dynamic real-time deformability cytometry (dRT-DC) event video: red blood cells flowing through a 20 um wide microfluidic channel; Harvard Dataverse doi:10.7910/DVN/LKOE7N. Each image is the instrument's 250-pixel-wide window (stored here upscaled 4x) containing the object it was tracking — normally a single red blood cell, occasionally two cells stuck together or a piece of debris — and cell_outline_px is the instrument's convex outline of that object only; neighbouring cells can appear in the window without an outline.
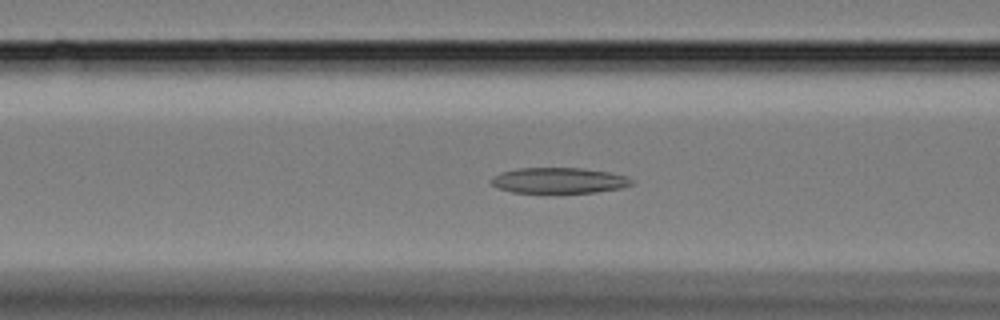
{"species": "Egyptian fruit bat (a non-hibernating species)", "species_latin": "Rousettus aegyptiacus", "temperature_condition": "cold", "stored_images_in_passage": 56, "camera_frame_rate_fps": 3000, "um_per_image_px": 0.085, "animal": {"sex": "female"}, "frame": {"image": 1, "passage_image": 23, "time_ms": 7.333, "image_size_px": [1000, 320], "cell_outline_px": [[632, 184], [620, 188], [596, 192], [512, 192], [500, 188], [492, 184], [488, 180], [492, 176], [500, 172], [516, 168], [580, 168], [608, 172], [624, 176], [632, 180]], "centroid_in_image_um": [47.44, 15.33], "position_along_channel_um": 119.2, "area_um2": 20.75}}
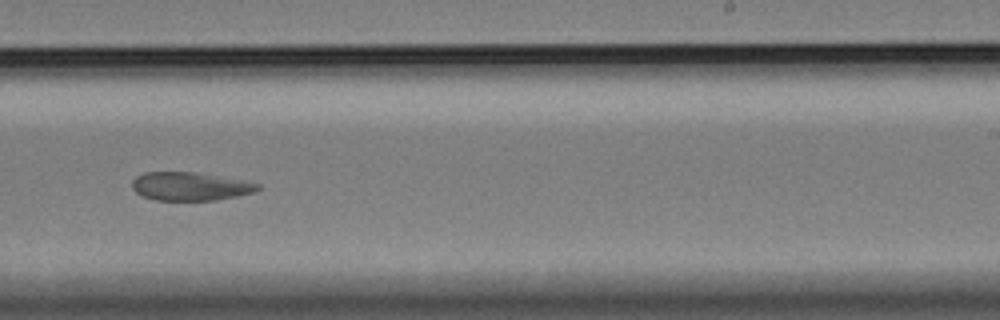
{"frame": {"image": 2, "passage_image": 37, "time_ms": 12.0, "image_size_px": [1000, 320], "cell_outline_px": [[260, 188], [256, 192], [216, 200], [156, 200], [144, 196], [136, 192], [132, 188], [132, 180], [136, 176], [144, 172], [196, 172], [244, 180], [260, 184]], "centroid_in_image_um": [16.18, 15.83], "position_along_channel_um": 272.8, "area_um2": 20.81}}
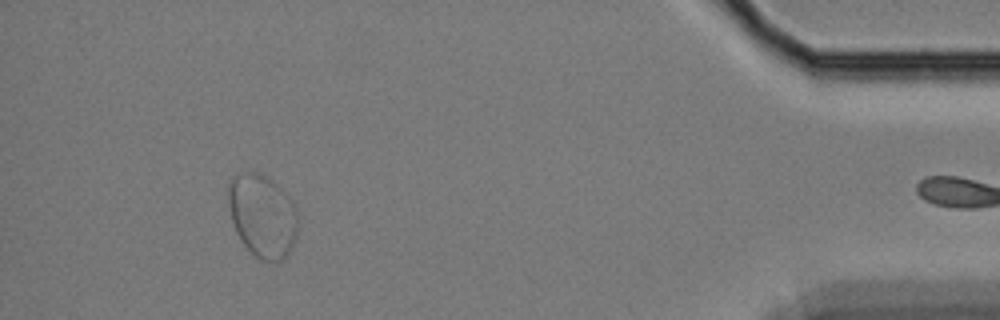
{"frame": {"image": 3, "passage_image": 55, "time_ms": 18.0, "image_size_px": [1000, 320], "cell_outline_px": [[296, 236], [292, 248], [288, 256], [284, 260], [260, 260], [240, 240], [236, 232], [232, 220], [228, 204], [228, 180], [232, 176], [240, 172], [260, 172], [268, 176], [296, 204]], "centroid_in_image_um": [22.29, 18.31], "position_along_channel_um": 412.9, "area_um2": 33.87}}